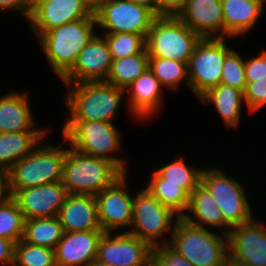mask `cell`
I'll return each mask as SVG.
<instances>
[{"instance_id": "1", "label": "cell", "mask_w": 266, "mask_h": 266, "mask_svg": "<svg viewBox=\"0 0 266 266\" xmlns=\"http://www.w3.org/2000/svg\"><path fill=\"white\" fill-rule=\"evenodd\" d=\"M65 87L68 108L65 121L114 122L126 93L106 81L82 82Z\"/></svg>"}, {"instance_id": "2", "label": "cell", "mask_w": 266, "mask_h": 266, "mask_svg": "<svg viewBox=\"0 0 266 266\" xmlns=\"http://www.w3.org/2000/svg\"><path fill=\"white\" fill-rule=\"evenodd\" d=\"M96 27V18L78 19L48 30L37 40L60 79L73 68L80 52L96 34Z\"/></svg>"}, {"instance_id": "3", "label": "cell", "mask_w": 266, "mask_h": 266, "mask_svg": "<svg viewBox=\"0 0 266 266\" xmlns=\"http://www.w3.org/2000/svg\"><path fill=\"white\" fill-rule=\"evenodd\" d=\"M216 232L179 217L174 224L169 245L194 266H227L228 237Z\"/></svg>"}, {"instance_id": "4", "label": "cell", "mask_w": 266, "mask_h": 266, "mask_svg": "<svg viewBox=\"0 0 266 266\" xmlns=\"http://www.w3.org/2000/svg\"><path fill=\"white\" fill-rule=\"evenodd\" d=\"M123 174L111 161L84 154L69 146L61 182L68 194L96 196Z\"/></svg>"}, {"instance_id": "5", "label": "cell", "mask_w": 266, "mask_h": 266, "mask_svg": "<svg viewBox=\"0 0 266 266\" xmlns=\"http://www.w3.org/2000/svg\"><path fill=\"white\" fill-rule=\"evenodd\" d=\"M64 122L61 130L62 139L64 142L69 143L70 147L93 157L107 159L114 163L123 173H127V160L123 157L115 156L122 148V137L114 122Z\"/></svg>"}, {"instance_id": "6", "label": "cell", "mask_w": 266, "mask_h": 266, "mask_svg": "<svg viewBox=\"0 0 266 266\" xmlns=\"http://www.w3.org/2000/svg\"><path fill=\"white\" fill-rule=\"evenodd\" d=\"M44 141L7 172L11 197L20 189L61 182L66 148Z\"/></svg>"}, {"instance_id": "7", "label": "cell", "mask_w": 266, "mask_h": 266, "mask_svg": "<svg viewBox=\"0 0 266 266\" xmlns=\"http://www.w3.org/2000/svg\"><path fill=\"white\" fill-rule=\"evenodd\" d=\"M201 39L178 17L157 16L148 31L146 49L149 58L188 63Z\"/></svg>"}, {"instance_id": "8", "label": "cell", "mask_w": 266, "mask_h": 266, "mask_svg": "<svg viewBox=\"0 0 266 266\" xmlns=\"http://www.w3.org/2000/svg\"><path fill=\"white\" fill-rule=\"evenodd\" d=\"M178 218V215L164 206L144 187L134 196L133 218L130 228L132 230L126 229V232L147 242L152 248L169 244L174 224ZM165 234H169L167 236H170V239Z\"/></svg>"}, {"instance_id": "9", "label": "cell", "mask_w": 266, "mask_h": 266, "mask_svg": "<svg viewBox=\"0 0 266 266\" xmlns=\"http://www.w3.org/2000/svg\"><path fill=\"white\" fill-rule=\"evenodd\" d=\"M228 38H202L190 57L187 68L190 91L200 99L220 84L222 66L226 55L232 50Z\"/></svg>"}, {"instance_id": "10", "label": "cell", "mask_w": 266, "mask_h": 266, "mask_svg": "<svg viewBox=\"0 0 266 266\" xmlns=\"http://www.w3.org/2000/svg\"><path fill=\"white\" fill-rule=\"evenodd\" d=\"M223 171L222 169L203 168L201 183L213 195L222 211L224 221L231 228L249 223L254 217H252L251 204L245 194L246 188L241 182Z\"/></svg>"}, {"instance_id": "11", "label": "cell", "mask_w": 266, "mask_h": 266, "mask_svg": "<svg viewBox=\"0 0 266 266\" xmlns=\"http://www.w3.org/2000/svg\"><path fill=\"white\" fill-rule=\"evenodd\" d=\"M94 14L103 33H136L145 38L157 17L149 8L129 0H108Z\"/></svg>"}, {"instance_id": "12", "label": "cell", "mask_w": 266, "mask_h": 266, "mask_svg": "<svg viewBox=\"0 0 266 266\" xmlns=\"http://www.w3.org/2000/svg\"><path fill=\"white\" fill-rule=\"evenodd\" d=\"M127 173L119 177L111 186L99 192L97 202L98 221L104 232L131 227L134 195L128 192Z\"/></svg>"}, {"instance_id": "13", "label": "cell", "mask_w": 266, "mask_h": 266, "mask_svg": "<svg viewBox=\"0 0 266 266\" xmlns=\"http://www.w3.org/2000/svg\"><path fill=\"white\" fill-rule=\"evenodd\" d=\"M152 250L147 242L129 232H104L99 240L96 259L108 265L149 266Z\"/></svg>"}, {"instance_id": "14", "label": "cell", "mask_w": 266, "mask_h": 266, "mask_svg": "<svg viewBox=\"0 0 266 266\" xmlns=\"http://www.w3.org/2000/svg\"><path fill=\"white\" fill-rule=\"evenodd\" d=\"M253 218L232 227L227 234L229 261L248 266H266V226Z\"/></svg>"}, {"instance_id": "15", "label": "cell", "mask_w": 266, "mask_h": 266, "mask_svg": "<svg viewBox=\"0 0 266 266\" xmlns=\"http://www.w3.org/2000/svg\"><path fill=\"white\" fill-rule=\"evenodd\" d=\"M112 60L105 38L97 32L80 52L73 68L61 81L64 85L106 81Z\"/></svg>"}, {"instance_id": "16", "label": "cell", "mask_w": 266, "mask_h": 266, "mask_svg": "<svg viewBox=\"0 0 266 266\" xmlns=\"http://www.w3.org/2000/svg\"><path fill=\"white\" fill-rule=\"evenodd\" d=\"M84 18H96L83 0H48L29 16L28 24L38 40L48 30Z\"/></svg>"}, {"instance_id": "17", "label": "cell", "mask_w": 266, "mask_h": 266, "mask_svg": "<svg viewBox=\"0 0 266 266\" xmlns=\"http://www.w3.org/2000/svg\"><path fill=\"white\" fill-rule=\"evenodd\" d=\"M68 193L62 182H52L18 190L12 198L25 220L58 216Z\"/></svg>"}, {"instance_id": "18", "label": "cell", "mask_w": 266, "mask_h": 266, "mask_svg": "<svg viewBox=\"0 0 266 266\" xmlns=\"http://www.w3.org/2000/svg\"><path fill=\"white\" fill-rule=\"evenodd\" d=\"M177 17L201 38H224L221 0H186Z\"/></svg>"}, {"instance_id": "19", "label": "cell", "mask_w": 266, "mask_h": 266, "mask_svg": "<svg viewBox=\"0 0 266 266\" xmlns=\"http://www.w3.org/2000/svg\"><path fill=\"white\" fill-rule=\"evenodd\" d=\"M103 230L64 232L55 247L57 266H87L97 258L98 244Z\"/></svg>"}, {"instance_id": "20", "label": "cell", "mask_w": 266, "mask_h": 266, "mask_svg": "<svg viewBox=\"0 0 266 266\" xmlns=\"http://www.w3.org/2000/svg\"><path fill=\"white\" fill-rule=\"evenodd\" d=\"M163 86L149 68L126 89L129 93L128 110L132 117L140 121L150 120L159 113L163 101ZM153 116V117H152Z\"/></svg>"}, {"instance_id": "21", "label": "cell", "mask_w": 266, "mask_h": 266, "mask_svg": "<svg viewBox=\"0 0 266 266\" xmlns=\"http://www.w3.org/2000/svg\"><path fill=\"white\" fill-rule=\"evenodd\" d=\"M58 218L64 232L102 230L98 221L95 196L68 194Z\"/></svg>"}, {"instance_id": "22", "label": "cell", "mask_w": 266, "mask_h": 266, "mask_svg": "<svg viewBox=\"0 0 266 266\" xmlns=\"http://www.w3.org/2000/svg\"><path fill=\"white\" fill-rule=\"evenodd\" d=\"M28 99L26 91L13 90L0 97V133L49 131L47 128L35 126L34 113Z\"/></svg>"}, {"instance_id": "23", "label": "cell", "mask_w": 266, "mask_h": 266, "mask_svg": "<svg viewBox=\"0 0 266 266\" xmlns=\"http://www.w3.org/2000/svg\"><path fill=\"white\" fill-rule=\"evenodd\" d=\"M224 18V38H237L251 32L261 19L263 0H221Z\"/></svg>"}, {"instance_id": "24", "label": "cell", "mask_w": 266, "mask_h": 266, "mask_svg": "<svg viewBox=\"0 0 266 266\" xmlns=\"http://www.w3.org/2000/svg\"><path fill=\"white\" fill-rule=\"evenodd\" d=\"M182 218L195 226L207 229L213 227L212 229L215 231V228H218L226 235L231 229L224 221L222 211L215 202L213 195L202 183L189 195L188 208Z\"/></svg>"}, {"instance_id": "25", "label": "cell", "mask_w": 266, "mask_h": 266, "mask_svg": "<svg viewBox=\"0 0 266 266\" xmlns=\"http://www.w3.org/2000/svg\"><path fill=\"white\" fill-rule=\"evenodd\" d=\"M47 133L48 131L0 133V171L7 173L48 137Z\"/></svg>"}, {"instance_id": "26", "label": "cell", "mask_w": 266, "mask_h": 266, "mask_svg": "<svg viewBox=\"0 0 266 266\" xmlns=\"http://www.w3.org/2000/svg\"><path fill=\"white\" fill-rule=\"evenodd\" d=\"M203 104L207 103L214 105L216 111L222 117L227 128H237L240 124V117L242 116V103L244 101V93L236 88L225 84L209 90L200 99Z\"/></svg>"}, {"instance_id": "27", "label": "cell", "mask_w": 266, "mask_h": 266, "mask_svg": "<svg viewBox=\"0 0 266 266\" xmlns=\"http://www.w3.org/2000/svg\"><path fill=\"white\" fill-rule=\"evenodd\" d=\"M63 234L58 216L33 218L25 220L22 239L33 245L55 249Z\"/></svg>"}, {"instance_id": "28", "label": "cell", "mask_w": 266, "mask_h": 266, "mask_svg": "<svg viewBox=\"0 0 266 266\" xmlns=\"http://www.w3.org/2000/svg\"><path fill=\"white\" fill-rule=\"evenodd\" d=\"M149 68L147 49L142 52L112 60L106 82L125 90L134 80Z\"/></svg>"}, {"instance_id": "29", "label": "cell", "mask_w": 266, "mask_h": 266, "mask_svg": "<svg viewBox=\"0 0 266 266\" xmlns=\"http://www.w3.org/2000/svg\"><path fill=\"white\" fill-rule=\"evenodd\" d=\"M146 184V190L176 215L182 217L187 211L189 195L180 185L163 184V178L154 170Z\"/></svg>"}, {"instance_id": "30", "label": "cell", "mask_w": 266, "mask_h": 266, "mask_svg": "<svg viewBox=\"0 0 266 266\" xmlns=\"http://www.w3.org/2000/svg\"><path fill=\"white\" fill-rule=\"evenodd\" d=\"M177 158L175 161L164 164L155 171L163 178V184L180 185V187L190 195L201 183L203 168L189 167L182 156L181 158Z\"/></svg>"}, {"instance_id": "31", "label": "cell", "mask_w": 266, "mask_h": 266, "mask_svg": "<svg viewBox=\"0 0 266 266\" xmlns=\"http://www.w3.org/2000/svg\"><path fill=\"white\" fill-rule=\"evenodd\" d=\"M188 63L173 59L149 58V70L159 80L163 88L175 90L181 83L189 87Z\"/></svg>"}, {"instance_id": "32", "label": "cell", "mask_w": 266, "mask_h": 266, "mask_svg": "<svg viewBox=\"0 0 266 266\" xmlns=\"http://www.w3.org/2000/svg\"><path fill=\"white\" fill-rule=\"evenodd\" d=\"M13 266H57L55 251L19 240L14 247Z\"/></svg>"}, {"instance_id": "33", "label": "cell", "mask_w": 266, "mask_h": 266, "mask_svg": "<svg viewBox=\"0 0 266 266\" xmlns=\"http://www.w3.org/2000/svg\"><path fill=\"white\" fill-rule=\"evenodd\" d=\"M25 219L16 201L11 197L0 204V237L15 244L23 238Z\"/></svg>"}, {"instance_id": "34", "label": "cell", "mask_w": 266, "mask_h": 266, "mask_svg": "<svg viewBox=\"0 0 266 266\" xmlns=\"http://www.w3.org/2000/svg\"><path fill=\"white\" fill-rule=\"evenodd\" d=\"M112 59H119L142 52L146 38L136 33H104Z\"/></svg>"}, {"instance_id": "35", "label": "cell", "mask_w": 266, "mask_h": 266, "mask_svg": "<svg viewBox=\"0 0 266 266\" xmlns=\"http://www.w3.org/2000/svg\"><path fill=\"white\" fill-rule=\"evenodd\" d=\"M244 59L237 50L232 49L225 58L222 66L220 84L236 88L244 93L246 87Z\"/></svg>"}, {"instance_id": "36", "label": "cell", "mask_w": 266, "mask_h": 266, "mask_svg": "<svg viewBox=\"0 0 266 266\" xmlns=\"http://www.w3.org/2000/svg\"><path fill=\"white\" fill-rule=\"evenodd\" d=\"M244 101L251 114L258 111L266 104V79H254L247 81L244 90Z\"/></svg>"}, {"instance_id": "37", "label": "cell", "mask_w": 266, "mask_h": 266, "mask_svg": "<svg viewBox=\"0 0 266 266\" xmlns=\"http://www.w3.org/2000/svg\"><path fill=\"white\" fill-rule=\"evenodd\" d=\"M152 263L155 266H194L169 244L153 248Z\"/></svg>"}, {"instance_id": "38", "label": "cell", "mask_w": 266, "mask_h": 266, "mask_svg": "<svg viewBox=\"0 0 266 266\" xmlns=\"http://www.w3.org/2000/svg\"><path fill=\"white\" fill-rule=\"evenodd\" d=\"M246 81L254 82V79H266V51L251 59H244Z\"/></svg>"}, {"instance_id": "39", "label": "cell", "mask_w": 266, "mask_h": 266, "mask_svg": "<svg viewBox=\"0 0 266 266\" xmlns=\"http://www.w3.org/2000/svg\"><path fill=\"white\" fill-rule=\"evenodd\" d=\"M156 16H172L177 15L185 7L186 0H155Z\"/></svg>"}, {"instance_id": "40", "label": "cell", "mask_w": 266, "mask_h": 266, "mask_svg": "<svg viewBox=\"0 0 266 266\" xmlns=\"http://www.w3.org/2000/svg\"><path fill=\"white\" fill-rule=\"evenodd\" d=\"M1 10L5 12L13 10L14 12H21L26 21H28L30 16L27 0H0V11Z\"/></svg>"}, {"instance_id": "41", "label": "cell", "mask_w": 266, "mask_h": 266, "mask_svg": "<svg viewBox=\"0 0 266 266\" xmlns=\"http://www.w3.org/2000/svg\"><path fill=\"white\" fill-rule=\"evenodd\" d=\"M15 243L11 240L0 237V263L13 266Z\"/></svg>"}, {"instance_id": "42", "label": "cell", "mask_w": 266, "mask_h": 266, "mask_svg": "<svg viewBox=\"0 0 266 266\" xmlns=\"http://www.w3.org/2000/svg\"><path fill=\"white\" fill-rule=\"evenodd\" d=\"M11 198L9 191V178L6 172L0 171V204Z\"/></svg>"}, {"instance_id": "43", "label": "cell", "mask_w": 266, "mask_h": 266, "mask_svg": "<svg viewBox=\"0 0 266 266\" xmlns=\"http://www.w3.org/2000/svg\"><path fill=\"white\" fill-rule=\"evenodd\" d=\"M88 8L95 13L99 10L108 0H83Z\"/></svg>"}, {"instance_id": "44", "label": "cell", "mask_w": 266, "mask_h": 266, "mask_svg": "<svg viewBox=\"0 0 266 266\" xmlns=\"http://www.w3.org/2000/svg\"><path fill=\"white\" fill-rule=\"evenodd\" d=\"M135 4L142 5L149 8L156 15V3L155 0H129Z\"/></svg>"}, {"instance_id": "45", "label": "cell", "mask_w": 266, "mask_h": 266, "mask_svg": "<svg viewBox=\"0 0 266 266\" xmlns=\"http://www.w3.org/2000/svg\"><path fill=\"white\" fill-rule=\"evenodd\" d=\"M47 1L48 0H27L29 13L31 14L40 4Z\"/></svg>"}, {"instance_id": "46", "label": "cell", "mask_w": 266, "mask_h": 266, "mask_svg": "<svg viewBox=\"0 0 266 266\" xmlns=\"http://www.w3.org/2000/svg\"><path fill=\"white\" fill-rule=\"evenodd\" d=\"M87 266H117V265H108L99 261L98 259H94Z\"/></svg>"}, {"instance_id": "47", "label": "cell", "mask_w": 266, "mask_h": 266, "mask_svg": "<svg viewBox=\"0 0 266 266\" xmlns=\"http://www.w3.org/2000/svg\"><path fill=\"white\" fill-rule=\"evenodd\" d=\"M227 266H248L239 262H228Z\"/></svg>"}]
</instances>
